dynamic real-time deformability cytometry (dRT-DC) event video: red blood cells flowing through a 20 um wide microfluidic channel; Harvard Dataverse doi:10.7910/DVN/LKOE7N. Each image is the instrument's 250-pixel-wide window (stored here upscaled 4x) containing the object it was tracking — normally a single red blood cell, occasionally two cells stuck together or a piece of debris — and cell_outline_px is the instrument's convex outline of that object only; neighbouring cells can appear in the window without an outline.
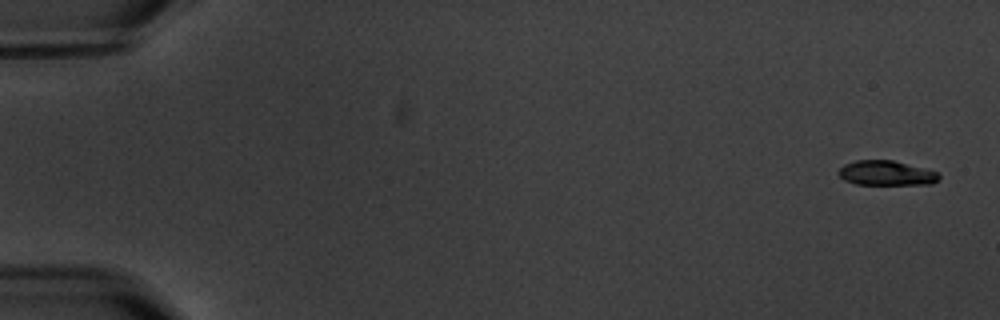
{"species": "common noctule bat (a hibernating species)", "species_latin": "Nyctalus noctula", "temperature_condition": "warm", "stored_images_in_passage": 4, "camera_frame_rate_fps": 3000, "um_per_image_px": 0.085, "animal": {"sex": "male", "body_mass_g": 20.1, "forearm_length_mm": 53.5}, "frame": {"image": 1, "passage_image": 1, "time_ms": 0.0, "image_size_px": [1000, 320], "cell_outline_px": [[940, 176], [932, 184], [856, 184], [844, 180], [836, 172], [844, 164], [856, 160], [892, 160], [936, 172]], "centroid_in_image_um": [75.26, 14.71], "position_along_channel_um": 9.7, "area_um2": 14.22}}